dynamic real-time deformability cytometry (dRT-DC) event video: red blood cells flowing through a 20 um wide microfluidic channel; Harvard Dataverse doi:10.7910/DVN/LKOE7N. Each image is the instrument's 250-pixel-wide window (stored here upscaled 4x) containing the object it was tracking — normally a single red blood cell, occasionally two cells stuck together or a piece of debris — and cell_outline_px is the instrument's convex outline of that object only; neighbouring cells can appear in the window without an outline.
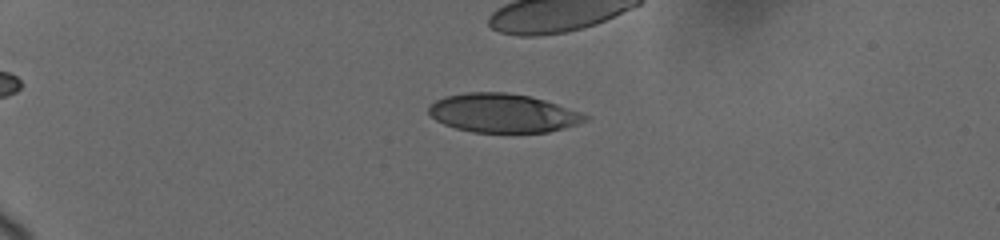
{"species": "human", "species_latin": "Homo sapiens", "temperature_condition": "cold", "stored_images_in_passage": 43, "camera_frame_rate_fps": 3000, "um_per_image_px": 0.085, "donor": {"sex": "female"}, "frame": {"image": 1, "passage_image": 13, "time_ms": 4.333, "image_size_px": [1000, 240], "cell_outline_px": [[588, 120], [564, 128], [548, 132], [472, 132], [456, 128], [444, 124], [436, 120], [428, 112], [428, 108], [436, 100], [444, 96], [468, 92], [508, 92], [528, 96], [544, 100], [556, 104], [588, 116]], "centroid_in_image_um": [42.7, 9.61], "position_along_channel_um": 42.3, "area_um2": 34.97}}